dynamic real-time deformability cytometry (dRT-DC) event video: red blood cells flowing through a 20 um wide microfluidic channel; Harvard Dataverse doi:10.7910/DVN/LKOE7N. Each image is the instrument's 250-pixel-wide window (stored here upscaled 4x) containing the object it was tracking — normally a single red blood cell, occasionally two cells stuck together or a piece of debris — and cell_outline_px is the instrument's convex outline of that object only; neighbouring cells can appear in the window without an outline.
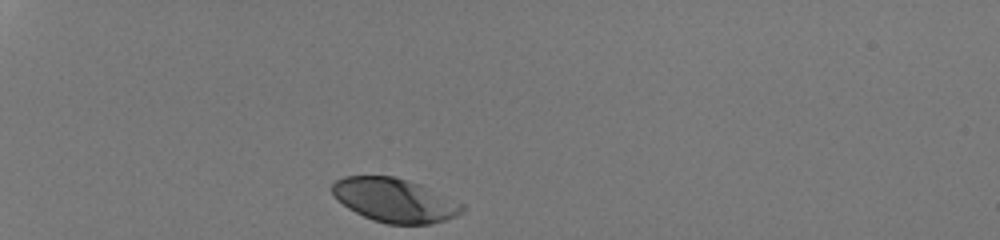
{"species": "human", "species_latin": "Homo sapiens", "temperature_condition": "room temperature", "stored_images_in_passage": 30, "camera_frame_rate_fps": 3000, "um_per_image_px": 0.085, "donor": {"sex": "male"}, "frame": {"image": 1, "passage_image": 1, "time_ms": 0.0, "image_size_px": [1000, 240], "cell_outline_px": [[464, 208], [456, 216], [444, 220], [428, 224], [388, 224], [372, 220], [348, 208], [336, 200], [332, 196], [332, 184], [336, 180], [344, 176], [392, 176], [408, 180], [420, 184], [464, 204]], "centroid_in_image_um": [33.51, 17.01], "position_along_channel_um": 51.5, "area_um2": 33.12}}
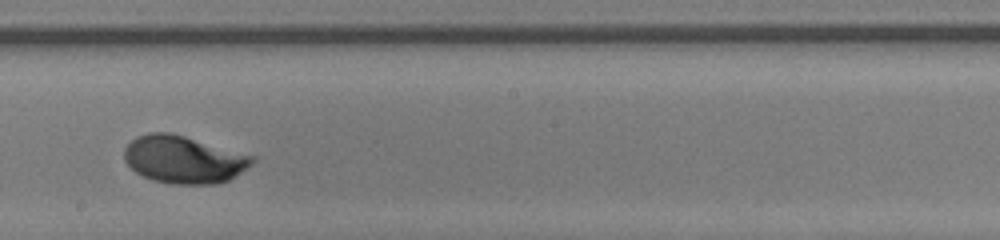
{"frame": {"image": 2, "passage_image": 18, "time_ms": 5.667, "image_size_px": [1000, 240], "cell_outline_px": [[256, 160], [252, 164], [228, 180], [216, 184], [172, 184], [152, 180], [136, 172], [124, 160], [124, 148], [136, 136], [148, 132], [168, 132], [184, 136], [256, 156]], "centroid_in_image_um": [15.61, 13.55], "position_along_channel_um": 232.6, "area_um2": 35.37}}
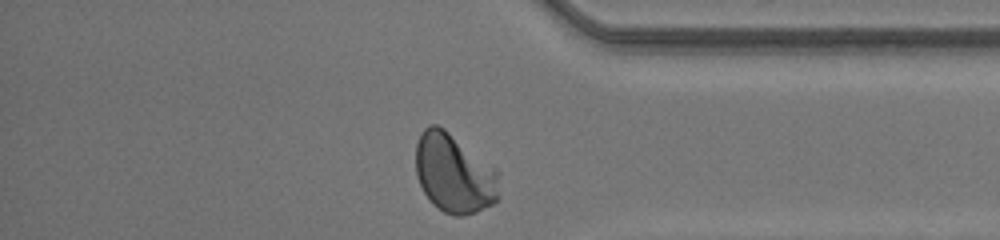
{"frame": {"image": 3, "passage_image": 30, "time_ms": 9.667, "image_size_px": [1000, 240], "cell_outline_px": [[500, 196], [492, 204], [476, 212], [464, 216], [452, 216], [444, 212], [432, 204], [428, 200], [416, 176], [416, 144], [420, 132], [428, 124], [436, 124], [444, 128], [496, 172]], "centroid_in_image_um": [38.53, 14.77], "position_along_channel_um": 396.7, "area_um2": 37.92}, "authors_computed_cell_mechanics": {"area_um2": 34.8534, "velocity_mm_per_s": 4.1975, "shape_relaxation_time_tau1_ms": 2.4468, "shape_relaxation_time_tau2_ms": null, "deformation_change_tau1": 0.1434, "deformation_change_tau2": null}}